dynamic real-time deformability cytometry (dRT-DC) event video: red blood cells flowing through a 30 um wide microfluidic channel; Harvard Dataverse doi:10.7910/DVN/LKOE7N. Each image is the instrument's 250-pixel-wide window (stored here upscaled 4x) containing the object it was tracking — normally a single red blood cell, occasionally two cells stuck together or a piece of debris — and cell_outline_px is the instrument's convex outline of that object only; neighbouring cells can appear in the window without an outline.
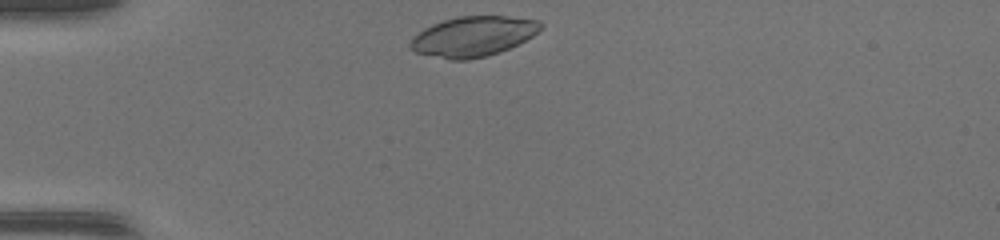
{"species": "common noctule bat (a hibernating species)", "species_latin": "Nyctalus noctula", "temperature_condition": "warm", "stored_images_in_passage": 30, "camera_frame_rate_fps": 3000, "um_per_image_px": 0.085, "animal": {"sex": "female", "body_mass_g": 17.0, "forearm_length_mm": 48.0}, "frame": {"image": 1, "passage_image": 1, "time_ms": 0.0, "image_size_px": [1000, 240], "cell_outline_px": [[544, 24], [532, 36], [500, 52], [488, 56], [468, 60], [448, 60], [416, 52], [408, 48], [408, 44], [424, 28], [432, 24], [444, 20], [460, 16], [508, 16], [540, 20]], "centroid_in_image_um": [40.21, 3.1], "position_along_channel_um": 44.8, "area_um2": 30.35}}
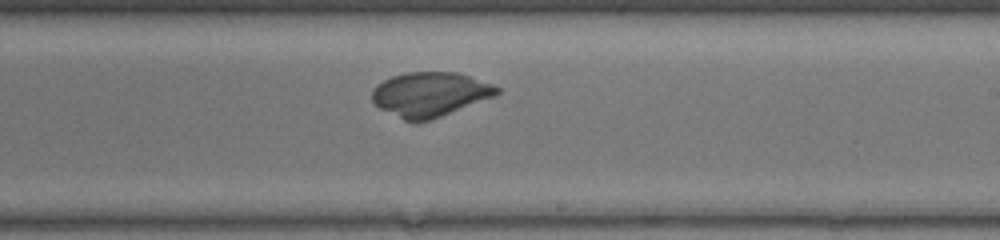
{"frame": {"image": 2, "passage_image": 18, "time_ms": 5.667, "image_size_px": [1000, 240], "cell_outline_px": [[500, 92], [496, 96], [440, 116], [428, 120], [404, 120], [372, 104], [372, 88], [376, 84], [392, 76], [408, 72], [456, 72], [492, 84], [500, 88]], "centroid_in_image_um": [36.53, 8.0], "position_along_channel_um": 252.5, "area_um2": 32.02}}
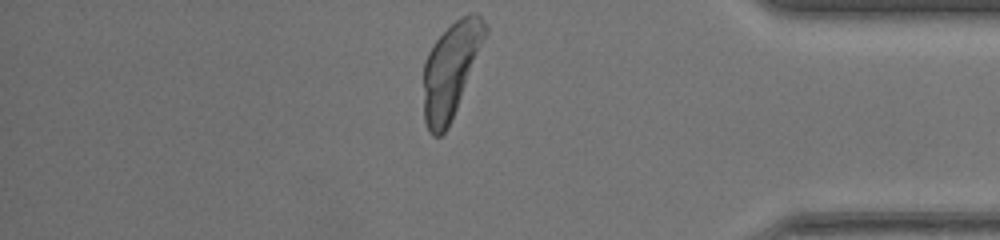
{"frame": {"image": 3, "passage_image": 30, "time_ms": 9.667, "image_size_px": [1000, 240], "cell_outline_px": [[488, 32], [452, 120], [448, 128], [440, 136], [432, 136], [428, 132], [424, 120], [424, 64], [428, 52], [436, 40], [460, 16], [472, 12], [476, 12], [488, 24]], "centroid_in_image_um": [38.34, 5.93], "position_along_channel_um": 396.9, "area_um2": 34.04}}